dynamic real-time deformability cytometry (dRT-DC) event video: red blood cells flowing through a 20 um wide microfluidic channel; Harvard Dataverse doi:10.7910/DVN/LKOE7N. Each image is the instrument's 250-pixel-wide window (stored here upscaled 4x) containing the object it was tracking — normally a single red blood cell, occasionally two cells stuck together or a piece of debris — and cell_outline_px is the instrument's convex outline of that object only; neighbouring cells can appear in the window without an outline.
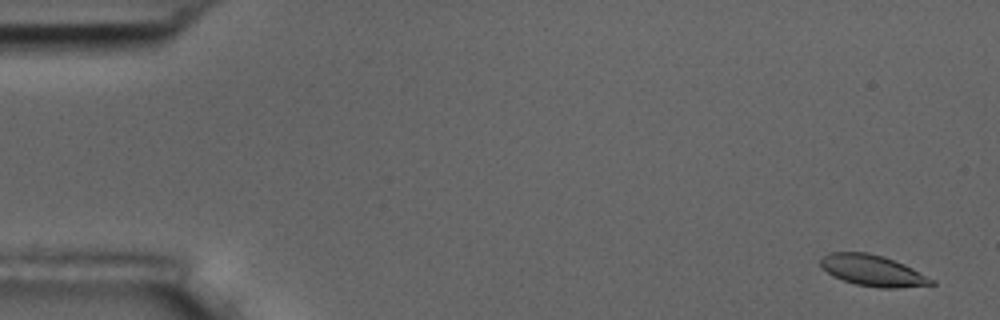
{"species": "common noctule bat (a hibernating species)", "species_latin": "Nyctalus noctula", "temperature_condition": "room temperature", "stored_images_in_passage": 5, "camera_frame_rate_fps": 3000, "um_per_image_px": 0.085, "animal": {"sex": "male", "body_mass_g": 17.5, "forearm_length_mm": 52.3}, "frame": {"image": 1, "passage_image": 1, "time_ms": 0.0, "image_size_px": [1000, 320], "cell_outline_px": [[936, 284], [896, 288], [880, 288], [856, 284], [844, 280], [828, 272], [820, 264], [820, 256], [828, 252], [868, 252], [884, 256], [904, 264], [936, 280]], "centroid_in_image_um": [74.2, 22.98], "position_along_channel_um": 10.8, "area_um2": 20.06}}
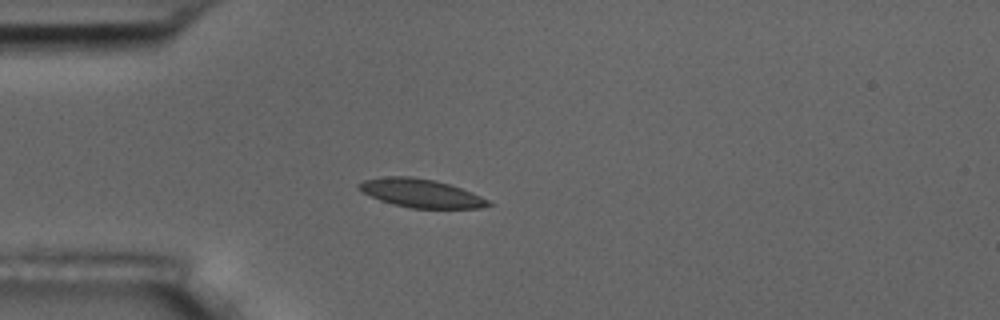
{"frame": {"image": 2, "passage_image": 4, "time_ms": 4.333, "image_size_px": [1000, 320], "cell_outline_px": [[492, 204], [480, 208], [412, 208], [392, 204], [380, 200], [356, 188], [356, 184], [364, 180], [384, 176], [412, 176], [432, 180], [448, 184], [472, 192], [488, 200]], "centroid_in_image_um": [35.74, 16.41], "position_along_channel_um": 49.3, "area_um2": 21.27}}